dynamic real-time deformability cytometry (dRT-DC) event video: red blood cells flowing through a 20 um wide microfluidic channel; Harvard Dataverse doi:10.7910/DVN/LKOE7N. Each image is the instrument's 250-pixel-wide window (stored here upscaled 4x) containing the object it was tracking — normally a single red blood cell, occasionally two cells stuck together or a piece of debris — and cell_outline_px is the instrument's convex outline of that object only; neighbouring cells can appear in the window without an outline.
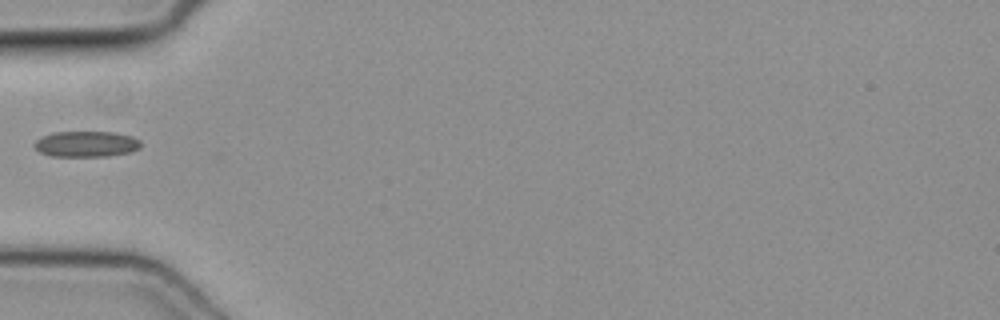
{"species": "common noctule bat (a hibernating species)", "species_latin": "Nyctalus noctula", "temperature_condition": "cold", "stored_images_in_passage": 7, "camera_frame_rate_fps": 3000, "um_per_image_px": 0.085, "animal": {"sex": "female", "body_mass_g": 19.3, "forearm_length_mm": 54.1}, "frame": {"image": 1, "passage_image": 1, "time_ms": 0.0, "image_size_px": [1000, 320], "cell_outline_px": [[140, 148], [128, 152], [108, 156], [52, 156], [40, 152], [32, 144], [36, 140], [52, 132], [116, 132], [132, 136], [140, 140]], "centroid_in_image_um": [7.33, 12.23], "position_along_channel_um": 77.7, "area_um2": 15.95}}